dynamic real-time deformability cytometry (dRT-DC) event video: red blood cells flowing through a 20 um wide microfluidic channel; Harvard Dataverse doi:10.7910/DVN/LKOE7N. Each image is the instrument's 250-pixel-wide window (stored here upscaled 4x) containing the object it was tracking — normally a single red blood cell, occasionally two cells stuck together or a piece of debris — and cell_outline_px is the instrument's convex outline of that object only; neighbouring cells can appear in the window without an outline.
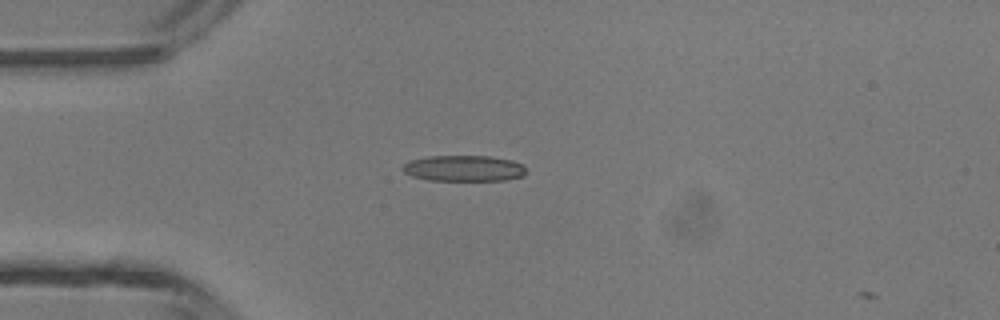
{"species": "common noctule bat (a hibernating species)", "species_latin": "Nyctalus noctula", "temperature_condition": "room temperature", "stored_images_in_passage": 2, "camera_frame_rate_fps": 3000, "um_per_image_px": 0.085, "animal": {"sex": "male", "body_mass_g": 13.3}, "frame": {"image": 1, "passage_image": 1, "time_ms": 0.0, "image_size_px": [1000, 320], "cell_outline_px": [[528, 172], [524, 176], [504, 180], [428, 180], [412, 176], [404, 172], [400, 168], [408, 160], [428, 156], [488, 156], [512, 160], [524, 164]], "centroid_in_image_um": [39.44, 14.3], "position_along_channel_um": 45.6, "area_um2": 18.9}}